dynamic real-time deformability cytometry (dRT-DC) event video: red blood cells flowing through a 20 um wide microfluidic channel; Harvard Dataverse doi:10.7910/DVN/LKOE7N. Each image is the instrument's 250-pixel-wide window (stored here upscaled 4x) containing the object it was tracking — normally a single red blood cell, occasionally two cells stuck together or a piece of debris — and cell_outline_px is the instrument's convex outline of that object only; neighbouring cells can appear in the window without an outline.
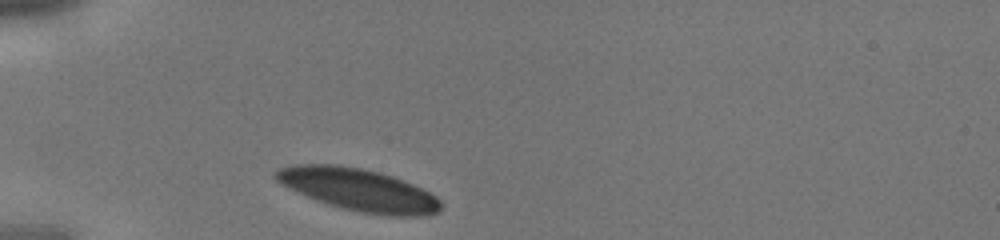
{"species": "human", "species_latin": "Homo sapiens", "temperature_condition": "cold", "stored_images_in_passage": 24, "camera_frame_rate_fps": 3000, "um_per_image_px": 0.085, "donor": {"sex": "male"}, "frame": {"image": 1, "passage_image": 1, "time_ms": 0.0, "image_size_px": [1000, 240], "cell_outline_px": [[440, 212], [428, 216], [384, 216], [360, 212], [328, 204], [316, 200], [276, 180], [272, 176], [276, 168], [292, 164], [340, 164], [360, 168], [392, 176], [404, 180], [436, 196], [440, 200]], "centroid_in_image_um": [30.49, 16.13], "position_along_channel_um": 54.5, "area_um2": 40.58}}
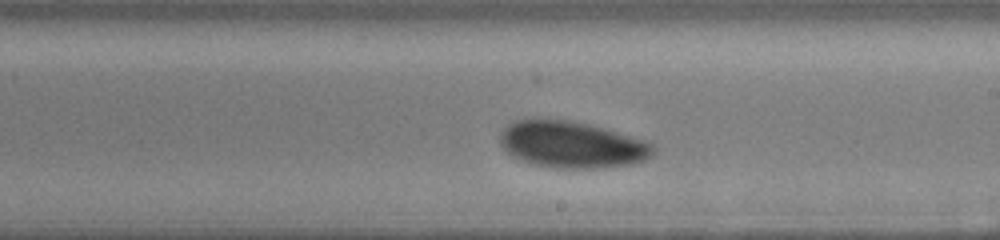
{"frame": {"image": 2, "passage_image": 14, "time_ms": 4.333, "image_size_px": [1000, 240], "cell_outline_px": [[656, 152], [652, 156], [636, 164], [600, 168], [552, 168], [532, 164], [520, 160], [512, 156], [500, 144], [500, 132], [508, 124], [516, 120], [532, 116], [536, 116], [568, 120], [588, 124], [604, 128], [644, 140], [652, 144], [656, 148]], "centroid_in_image_um": [48.58, 12.27], "position_along_channel_um": 240.4, "area_um2": 42.48}}
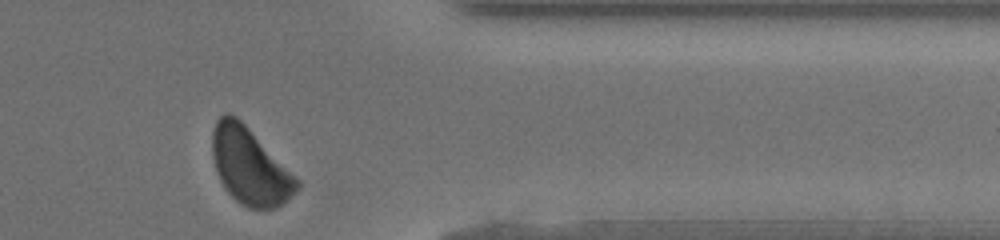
{"frame": {"image": 3, "passage_image": 24, "time_ms": 7.667, "image_size_px": [1000, 240], "cell_outline_px": [[300, 188], [276, 208], [248, 208], [240, 204], [224, 188], [216, 172], [212, 156], [212, 132], [216, 120], [224, 112], [228, 112], [236, 116], [300, 180]], "centroid_in_image_um": [21.21, 14.12], "position_along_channel_um": 390.2, "area_um2": 37.51}}